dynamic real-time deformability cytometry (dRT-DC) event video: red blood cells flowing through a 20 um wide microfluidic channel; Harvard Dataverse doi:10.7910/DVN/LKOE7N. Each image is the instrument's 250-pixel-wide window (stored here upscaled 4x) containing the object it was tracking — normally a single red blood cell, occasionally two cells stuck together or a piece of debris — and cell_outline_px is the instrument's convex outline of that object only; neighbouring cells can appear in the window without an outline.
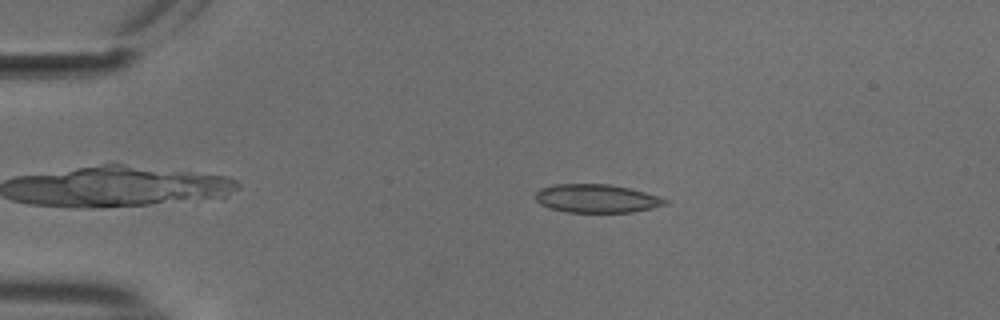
{"species": "common noctule bat (a hibernating species)", "species_latin": "Nyctalus noctula", "temperature_condition": "cold", "stored_images_in_passage": 23, "camera_frame_rate_fps": 3000, "um_per_image_px": 0.085, "animal": {"sex": "male", "body_mass_g": 18.8}, "frame": {"image": 1, "passage_image": 11, "time_ms": 3.333, "image_size_px": [1000, 320], "cell_outline_px": [[668, 204], [652, 208], [632, 212], [568, 212], [548, 208], [540, 204], [536, 200], [536, 192], [540, 188], [556, 184], [608, 184], [628, 188], [644, 192], [668, 200]], "centroid_in_image_um": [50.69, 16.87], "position_along_channel_um": 34.3, "area_um2": 21.33}}
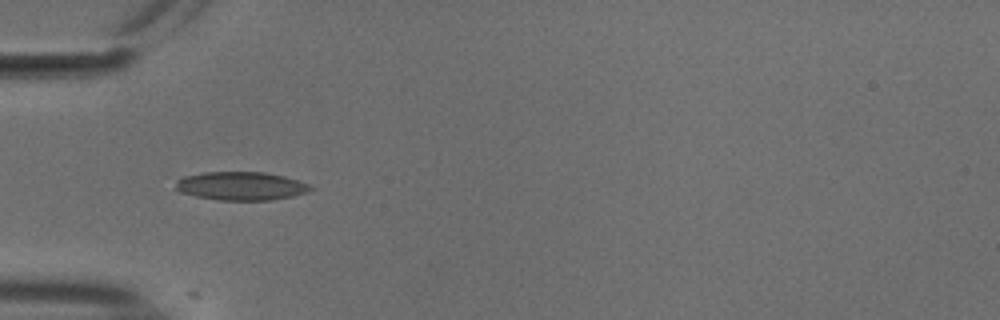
{"frame": {"image": 2, "passage_image": 17, "time_ms": 5.333, "image_size_px": [1000, 320], "cell_outline_px": [[316, 188], [308, 192], [292, 196], [272, 200], [220, 200], [196, 196], [180, 192], [176, 188], [176, 180], [184, 176], [204, 172], [264, 172], [284, 176], [308, 184]], "centroid_in_image_um": [20.5, 15.81], "position_along_channel_um": 64.5, "area_um2": 22.31}}
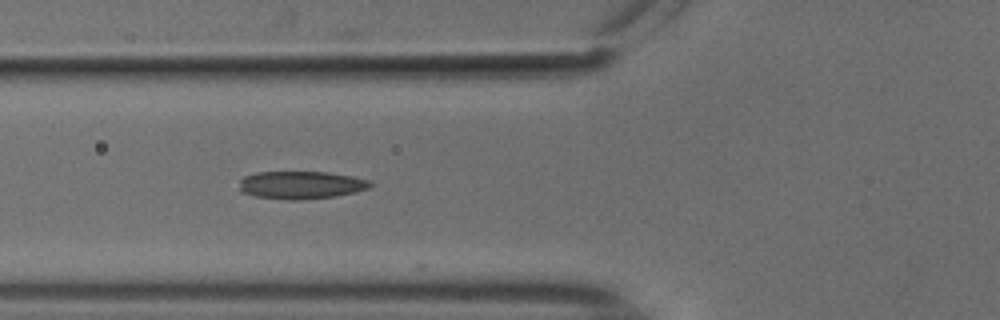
{"frame": {"image": 3, "passage_image": 20, "time_ms": 6.333, "image_size_px": [1000, 320], "cell_outline_px": [[372, 184], [368, 188], [336, 196], [300, 200], [288, 200], [256, 196], [240, 192], [240, 180], [244, 176], [256, 172], [328, 172], [352, 176], [368, 180]], "centroid_in_image_um": [25.55, 15.72], "position_along_channel_um": 100.3, "area_um2": 21.1}}